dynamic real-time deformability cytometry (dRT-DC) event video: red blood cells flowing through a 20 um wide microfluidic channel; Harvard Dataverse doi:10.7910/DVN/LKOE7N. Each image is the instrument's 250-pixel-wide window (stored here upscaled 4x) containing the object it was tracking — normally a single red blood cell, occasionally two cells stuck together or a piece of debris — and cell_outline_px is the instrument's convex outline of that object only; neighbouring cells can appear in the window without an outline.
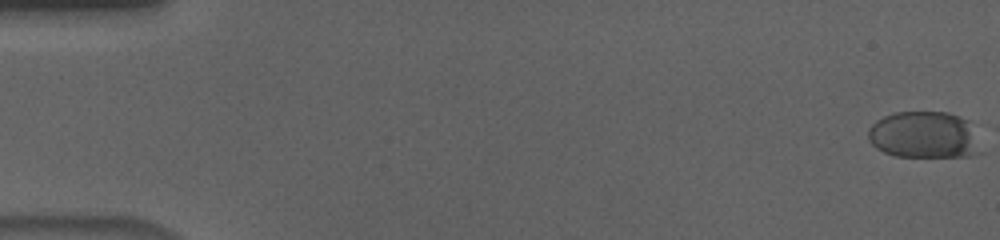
{"species": "human", "species_latin": "Homo sapiens", "temperature_condition": "cold", "stored_images_in_passage": 57, "camera_frame_rate_fps": 3000, "um_per_image_px": 0.085, "donor": {"sex": "male"}, "frame": {"image": 1, "passage_image": 1, "time_ms": 0.0, "image_size_px": [1000, 240], "cell_outline_px": [[984, 152], [972, 156], [896, 156], [884, 152], [876, 148], [868, 140], [868, 128], [876, 120], [884, 116], [896, 112], [948, 112], [960, 116], [968, 120]], "centroid_in_image_um": [78.57, 11.47], "position_along_channel_um": 6.4, "area_um2": 30.98}}
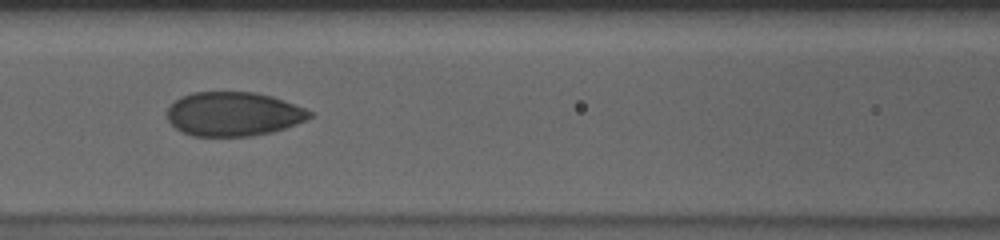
{"frame": {"image": 2, "passage_image": 26, "time_ms": 8.333, "image_size_px": [1000, 240], "cell_outline_px": [[312, 116], [296, 124], [272, 132], [252, 136], [192, 136], [176, 128], [168, 120], [168, 108], [176, 100], [192, 92], [256, 92], [272, 96], [284, 100], [304, 108], [312, 112]], "centroid_in_image_um": [19.85, 9.69], "position_along_channel_um": 146.7, "area_um2": 36.41}}
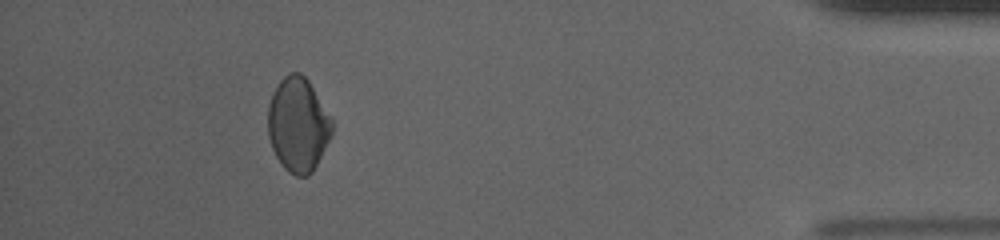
{"frame": {"image": 3, "passage_image": 52, "time_ms": 17.0, "image_size_px": [1000, 240], "cell_outline_px": [[332, 132], [312, 172], [308, 176], [296, 176], [288, 172], [284, 168], [276, 156], [272, 148], [268, 136], [268, 104], [272, 92], [280, 80], [288, 72], [300, 72], [308, 80], [332, 120]], "centroid_in_image_um": [25.29, 10.58], "position_along_channel_um": 409.9, "area_um2": 34.91}, "authors_computed_cell_mechanics": {"area_um2": 36.1828, "velocity_mm_per_s": 3.6614, "shape_relaxation_time_tau1_ms": 6.5073, "shape_relaxation_time_tau2_ms": 1.6761, "deformation_change_tau1": 0.1112, "deformation_change_tau2": 0.0468}}